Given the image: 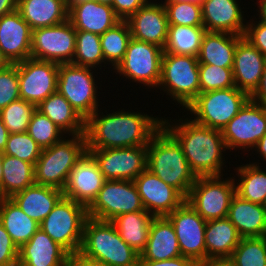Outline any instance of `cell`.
I'll return each instance as SVG.
<instances>
[{
	"mask_svg": "<svg viewBox=\"0 0 266 266\" xmlns=\"http://www.w3.org/2000/svg\"><path fill=\"white\" fill-rule=\"evenodd\" d=\"M204 26L169 25L164 52L198 57Z\"/></svg>",
	"mask_w": 266,
	"mask_h": 266,
	"instance_id": "36",
	"label": "cell"
},
{
	"mask_svg": "<svg viewBox=\"0 0 266 266\" xmlns=\"http://www.w3.org/2000/svg\"><path fill=\"white\" fill-rule=\"evenodd\" d=\"M99 3L112 5L113 0H96Z\"/></svg>",
	"mask_w": 266,
	"mask_h": 266,
	"instance_id": "62",
	"label": "cell"
},
{
	"mask_svg": "<svg viewBox=\"0 0 266 266\" xmlns=\"http://www.w3.org/2000/svg\"><path fill=\"white\" fill-rule=\"evenodd\" d=\"M163 52L164 49L155 44L131 38L126 54L115 70L132 81L157 87L161 78Z\"/></svg>",
	"mask_w": 266,
	"mask_h": 266,
	"instance_id": "14",
	"label": "cell"
},
{
	"mask_svg": "<svg viewBox=\"0 0 266 266\" xmlns=\"http://www.w3.org/2000/svg\"><path fill=\"white\" fill-rule=\"evenodd\" d=\"M126 22L132 38L155 44L164 49L169 25L166 10L162 3L147 2Z\"/></svg>",
	"mask_w": 266,
	"mask_h": 266,
	"instance_id": "21",
	"label": "cell"
},
{
	"mask_svg": "<svg viewBox=\"0 0 266 266\" xmlns=\"http://www.w3.org/2000/svg\"><path fill=\"white\" fill-rule=\"evenodd\" d=\"M229 260L236 266H266V236L241 238Z\"/></svg>",
	"mask_w": 266,
	"mask_h": 266,
	"instance_id": "40",
	"label": "cell"
},
{
	"mask_svg": "<svg viewBox=\"0 0 266 266\" xmlns=\"http://www.w3.org/2000/svg\"><path fill=\"white\" fill-rule=\"evenodd\" d=\"M255 147L257 148V152H260L259 154L266 160V134L262 136Z\"/></svg>",
	"mask_w": 266,
	"mask_h": 266,
	"instance_id": "55",
	"label": "cell"
},
{
	"mask_svg": "<svg viewBox=\"0 0 266 266\" xmlns=\"http://www.w3.org/2000/svg\"><path fill=\"white\" fill-rule=\"evenodd\" d=\"M139 266H199L192 259L179 256L174 259L152 261V260H139Z\"/></svg>",
	"mask_w": 266,
	"mask_h": 266,
	"instance_id": "50",
	"label": "cell"
},
{
	"mask_svg": "<svg viewBox=\"0 0 266 266\" xmlns=\"http://www.w3.org/2000/svg\"><path fill=\"white\" fill-rule=\"evenodd\" d=\"M37 106L23 99L11 102L0 110V116L9 134L27 132Z\"/></svg>",
	"mask_w": 266,
	"mask_h": 266,
	"instance_id": "41",
	"label": "cell"
},
{
	"mask_svg": "<svg viewBox=\"0 0 266 266\" xmlns=\"http://www.w3.org/2000/svg\"><path fill=\"white\" fill-rule=\"evenodd\" d=\"M87 219V207L63 196L39 228L71 255L80 251Z\"/></svg>",
	"mask_w": 266,
	"mask_h": 266,
	"instance_id": "6",
	"label": "cell"
},
{
	"mask_svg": "<svg viewBox=\"0 0 266 266\" xmlns=\"http://www.w3.org/2000/svg\"><path fill=\"white\" fill-rule=\"evenodd\" d=\"M62 197L63 192L60 189L34 184L10 198L24 213L40 224Z\"/></svg>",
	"mask_w": 266,
	"mask_h": 266,
	"instance_id": "29",
	"label": "cell"
},
{
	"mask_svg": "<svg viewBox=\"0 0 266 266\" xmlns=\"http://www.w3.org/2000/svg\"><path fill=\"white\" fill-rule=\"evenodd\" d=\"M87 151L85 134H75L70 140H59L42 149L34 166L35 184L62 190L70 170Z\"/></svg>",
	"mask_w": 266,
	"mask_h": 266,
	"instance_id": "5",
	"label": "cell"
},
{
	"mask_svg": "<svg viewBox=\"0 0 266 266\" xmlns=\"http://www.w3.org/2000/svg\"><path fill=\"white\" fill-rule=\"evenodd\" d=\"M265 64L266 57L242 37L237 42L232 67L235 86L251 95L260 83Z\"/></svg>",
	"mask_w": 266,
	"mask_h": 266,
	"instance_id": "22",
	"label": "cell"
},
{
	"mask_svg": "<svg viewBox=\"0 0 266 266\" xmlns=\"http://www.w3.org/2000/svg\"><path fill=\"white\" fill-rule=\"evenodd\" d=\"M100 35L89 31L76 30L75 54L72 64L89 68L104 62Z\"/></svg>",
	"mask_w": 266,
	"mask_h": 266,
	"instance_id": "39",
	"label": "cell"
},
{
	"mask_svg": "<svg viewBox=\"0 0 266 266\" xmlns=\"http://www.w3.org/2000/svg\"><path fill=\"white\" fill-rule=\"evenodd\" d=\"M200 93L235 87L232 68L199 64Z\"/></svg>",
	"mask_w": 266,
	"mask_h": 266,
	"instance_id": "45",
	"label": "cell"
},
{
	"mask_svg": "<svg viewBox=\"0 0 266 266\" xmlns=\"http://www.w3.org/2000/svg\"><path fill=\"white\" fill-rule=\"evenodd\" d=\"M241 35L206 31L198 55L199 64L232 68L237 42Z\"/></svg>",
	"mask_w": 266,
	"mask_h": 266,
	"instance_id": "31",
	"label": "cell"
},
{
	"mask_svg": "<svg viewBox=\"0 0 266 266\" xmlns=\"http://www.w3.org/2000/svg\"><path fill=\"white\" fill-rule=\"evenodd\" d=\"M32 29L16 9L0 17V49L11 64L31 58Z\"/></svg>",
	"mask_w": 266,
	"mask_h": 266,
	"instance_id": "20",
	"label": "cell"
},
{
	"mask_svg": "<svg viewBox=\"0 0 266 266\" xmlns=\"http://www.w3.org/2000/svg\"><path fill=\"white\" fill-rule=\"evenodd\" d=\"M87 151L98 163L105 180L134 181L147 168V145Z\"/></svg>",
	"mask_w": 266,
	"mask_h": 266,
	"instance_id": "15",
	"label": "cell"
},
{
	"mask_svg": "<svg viewBox=\"0 0 266 266\" xmlns=\"http://www.w3.org/2000/svg\"><path fill=\"white\" fill-rule=\"evenodd\" d=\"M237 169L240 183L235 185V194L244 200L262 205L266 197V171H262L254 163Z\"/></svg>",
	"mask_w": 266,
	"mask_h": 266,
	"instance_id": "37",
	"label": "cell"
},
{
	"mask_svg": "<svg viewBox=\"0 0 266 266\" xmlns=\"http://www.w3.org/2000/svg\"><path fill=\"white\" fill-rule=\"evenodd\" d=\"M96 110L85 121L87 149L127 148L148 145L162 120L135 112L117 111L99 118Z\"/></svg>",
	"mask_w": 266,
	"mask_h": 266,
	"instance_id": "1",
	"label": "cell"
},
{
	"mask_svg": "<svg viewBox=\"0 0 266 266\" xmlns=\"http://www.w3.org/2000/svg\"><path fill=\"white\" fill-rule=\"evenodd\" d=\"M166 217L174 227L181 255L199 266L206 265L207 221L186 200Z\"/></svg>",
	"mask_w": 266,
	"mask_h": 266,
	"instance_id": "12",
	"label": "cell"
},
{
	"mask_svg": "<svg viewBox=\"0 0 266 266\" xmlns=\"http://www.w3.org/2000/svg\"><path fill=\"white\" fill-rule=\"evenodd\" d=\"M262 206H263V207H264V209L266 210V197H265V200H264V202H263Z\"/></svg>",
	"mask_w": 266,
	"mask_h": 266,
	"instance_id": "64",
	"label": "cell"
},
{
	"mask_svg": "<svg viewBox=\"0 0 266 266\" xmlns=\"http://www.w3.org/2000/svg\"><path fill=\"white\" fill-rule=\"evenodd\" d=\"M70 254L42 229L19 248L18 266H67Z\"/></svg>",
	"mask_w": 266,
	"mask_h": 266,
	"instance_id": "23",
	"label": "cell"
},
{
	"mask_svg": "<svg viewBox=\"0 0 266 266\" xmlns=\"http://www.w3.org/2000/svg\"><path fill=\"white\" fill-rule=\"evenodd\" d=\"M105 182L99 165L89 151H86L68 174L62 189L63 196L89 207L96 199Z\"/></svg>",
	"mask_w": 266,
	"mask_h": 266,
	"instance_id": "18",
	"label": "cell"
},
{
	"mask_svg": "<svg viewBox=\"0 0 266 266\" xmlns=\"http://www.w3.org/2000/svg\"><path fill=\"white\" fill-rule=\"evenodd\" d=\"M68 20L76 30L89 31L102 35L121 20L109 4L88 0L72 6L68 11Z\"/></svg>",
	"mask_w": 266,
	"mask_h": 266,
	"instance_id": "25",
	"label": "cell"
},
{
	"mask_svg": "<svg viewBox=\"0 0 266 266\" xmlns=\"http://www.w3.org/2000/svg\"><path fill=\"white\" fill-rule=\"evenodd\" d=\"M147 2L148 0H113L111 6L113 7L116 16L121 21H126Z\"/></svg>",
	"mask_w": 266,
	"mask_h": 266,
	"instance_id": "49",
	"label": "cell"
},
{
	"mask_svg": "<svg viewBox=\"0 0 266 266\" xmlns=\"http://www.w3.org/2000/svg\"><path fill=\"white\" fill-rule=\"evenodd\" d=\"M133 182L144 209L153 217L168 216L186 200L176 188L166 184L147 168Z\"/></svg>",
	"mask_w": 266,
	"mask_h": 266,
	"instance_id": "19",
	"label": "cell"
},
{
	"mask_svg": "<svg viewBox=\"0 0 266 266\" xmlns=\"http://www.w3.org/2000/svg\"><path fill=\"white\" fill-rule=\"evenodd\" d=\"M9 136L8 129L4 125L0 116V151L3 152Z\"/></svg>",
	"mask_w": 266,
	"mask_h": 266,
	"instance_id": "54",
	"label": "cell"
},
{
	"mask_svg": "<svg viewBox=\"0 0 266 266\" xmlns=\"http://www.w3.org/2000/svg\"><path fill=\"white\" fill-rule=\"evenodd\" d=\"M250 99L257 103H266V64L256 90L250 95Z\"/></svg>",
	"mask_w": 266,
	"mask_h": 266,
	"instance_id": "52",
	"label": "cell"
},
{
	"mask_svg": "<svg viewBox=\"0 0 266 266\" xmlns=\"http://www.w3.org/2000/svg\"><path fill=\"white\" fill-rule=\"evenodd\" d=\"M79 252L107 266H139L140 254L123 241L111 221L88 217Z\"/></svg>",
	"mask_w": 266,
	"mask_h": 266,
	"instance_id": "4",
	"label": "cell"
},
{
	"mask_svg": "<svg viewBox=\"0 0 266 266\" xmlns=\"http://www.w3.org/2000/svg\"><path fill=\"white\" fill-rule=\"evenodd\" d=\"M166 121L162 119V126L181 145L194 174L197 177L221 176L222 151L223 148L226 149L222 132L197 124L193 119L174 125V127Z\"/></svg>",
	"mask_w": 266,
	"mask_h": 266,
	"instance_id": "2",
	"label": "cell"
},
{
	"mask_svg": "<svg viewBox=\"0 0 266 266\" xmlns=\"http://www.w3.org/2000/svg\"><path fill=\"white\" fill-rule=\"evenodd\" d=\"M249 99L235 86L200 93L186 108L196 115L197 124L222 131Z\"/></svg>",
	"mask_w": 266,
	"mask_h": 266,
	"instance_id": "7",
	"label": "cell"
},
{
	"mask_svg": "<svg viewBox=\"0 0 266 266\" xmlns=\"http://www.w3.org/2000/svg\"><path fill=\"white\" fill-rule=\"evenodd\" d=\"M63 131L47 116L36 109L28 125L27 133L36 141L41 149L49 148L61 140Z\"/></svg>",
	"mask_w": 266,
	"mask_h": 266,
	"instance_id": "42",
	"label": "cell"
},
{
	"mask_svg": "<svg viewBox=\"0 0 266 266\" xmlns=\"http://www.w3.org/2000/svg\"><path fill=\"white\" fill-rule=\"evenodd\" d=\"M235 180L221 181L220 176H198L186 201L205 221L225 218L235 195Z\"/></svg>",
	"mask_w": 266,
	"mask_h": 266,
	"instance_id": "9",
	"label": "cell"
},
{
	"mask_svg": "<svg viewBox=\"0 0 266 266\" xmlns=\"http://www.w3.org/2000/svg\"><path fill=\"white\" fill-rule=\"evenodd\" d=\"M204 0H165V2H191V3H198L201 5V3Z\"/></svg>",
	"mask_w": 266,
	"mask_h": 266,
	"instance_id": "61",
	"label": "cell"
},
{
	"mask_svg": "<svg viewBox=\"0 0 266 266\" xmlns=\"http://www.w3.org/2000/svg\"><path fill=\"white\" fill-rule=\"evenodd\" d=\"M76 29L69 20L32 30L31 58L57 64L72 63Z\"/></svg>",
	"mask_w": 266,
	"mask_h": 266,
	"instance_id": "13",
	"label": "cell"
},
{
	"mask_svg": "<svg viewBox=\"0 0 266 266\" xmlns=\"http://www.w3.org/2000/svg\"><path fill=\"white\" fill-rule=\"evenodd\" d=\"M201 11L206 31L244 35L246 25L236 0H204Z\"/></svg>",
	"mask_w": 266,
	"mask_h": 266,
	"instance_id": "24",
	"label": "cell"
},
{
	"mask_svg": "<svg viewBox=\"0 0 266 266\" xmlns=\"http://www.w3.org/2000/svg\"><path fill=\"white\" fill-rule=\"evenodd\" d=\"M204 238L207 264L210 261L229 259L242 237L225 217L207 221Z\"/></svg>",
	"mask_w": 266,
	"mask_h": 266,
	"instance_id": "28",
	"label": "cell"
},
{
	"mask_svg": "<svg viewBox=\"0 0 266 266\" xmlns=\"http://www.w3.org/2000/svg\"><path fill=\"white\" fill-rule=\"evenodd\" d=\"M37 110L47 116L64 133L85 134V120L58 91L42 101L37 106Z\"/></svg>",
	"mask_w": 266,
	"mask_h": 266,
	"instance_id": "32",
	"label": "cell"
},
{
	"mask_svg": "<svg viewBox=\"0 0 266 266\" xmlns=\"http://www.w3.org/2000/svg\"><path fill=\"white\" fill-rule=\"evenodd\" d=\"M161 85L186 108L200 94L198 57L163 52Z\"/></svg>",
	"mask_w": 266,
	"mask_h": 266,
	"instance_id": "8",
	"label": "cell"
},
{
	"mask_svg": "<svg viewBox=\"0 0 266 266\" xmlns=\"http://www.w3.org/2000/svg\"><path fill=\"white\" fill-rule=\"evenodd\" d=\"M42 152L41 147L27 133L9 134L6 146L2 152L8 156H14L26 162L32 163L34 166Z\"/></svg>",
	"mask_w": 266,
	"mask_h": 266,
	"instance_id": "43",
	"label": "cell"
},
{
	"mask_svg": "<svg viewBox=\"0 0 266 266\" xmlns=\"http://www.w3.org/2000/svg\"><path fill=\"white\" fill-rule=\"evenodd\" d=\"M259 3L261 21L266 23V0H260Z\"/></svg>",
	"mask_w": 266,
	"mask_h": 266,
	"instance_id": "57",
	"label": "cell"
},
{
	"mask_svg": "<svg viewBox=\"0 0 266 266\" xmlns=\"http://www.w3.org/2000/svg\"><path fill=\"white\" fill-rule=\"evenodd\" d=\"M11 63L8 61V59L3 55L1 49H0V70H3L7 68Z\"/></svg>",
	"mask_w": 266,
	"mask_h": 266,
	"instance_id": "58",
	"label": "cell"
},
{
	"mask_svg": "<svg viewBox=\"0 0 266 266\" xmlns=\"http://www.w3.org/2000/svg\"><path fill=\"white\" fill-rule=\"evenodd\" d=\"M153 215L146 210L117 215L111 222L123 241L139 254L145 249Z\"/></svg>",
	"mask_w": 266,
	"mask_h": 266,
	"instance_id": "34",
	"label": "cell"
},
{
	"mask_svg": "<svg viewBox=\"0 0 266 266\" xmlns=\"http://www.w3.org/2000/svg\"><path fill=\"white\" fill-rule=\"evenodd\" d=\"M85 1H88V0H64L66 6H67V8H68V10H69L72 6H74V5L78 4V3H81V2H85Z\"/></svg>",
	"mask_w": 266,
	"mask_h": 266,
	"instance_id": "60",
	"label": "cell"
},
{
	"mask_svg": "<svg viewBox=\"0 0 266 266\" xmlns=\"http://www.w3.org/2000/svg\"><path fill=\"white\" fill-rule=\"evenodd\" d=\"M168 25L204 26L201 5L191 2H164Z\"/></svg>",
	"mask_w": 266,
	"mask_h": 266,
	"instance_id": "44",
	"label": "cell"
},
{
	"mask_svg": "<svg viewBox=\"0 0 266 266\" xmlns=\"http://www.w3.org/2000/svg\"><path fill=\"white\" fill-rule=\"evenodd\" d=\"M181 256L178 239L171 221L166 217H153L150 234L139 260L161 261Z\"/></svg>",
	"mask_w": 266,
	"mask_h": 266,
	"instance_id": "26",
	"label": "cell"
},
{
	"mask_svg": "<svg viewBox=\"0 0 266 266\" xmlns=\"http://www.w3.org/2000/svg\"><path fill=\"white\" fill-rule=\"evenodd\" d=\"M16 65L20 99L38 106L57 91L59 64L29 58Z\"/></svg>",
	"mask_w": 266,
	"mask_h": 266,
	"instance_id": "16",
	"label": "cell"
},
{
	"mask_svg": "<svg viewBox=\"0 0 266 266\" xmlns=\"http://www.w3.org/2000/svg\"><path fill=\"white\" fill-rule=\"evenodd\" d=\"M227 218L242 238L266 236V210L261 204L244 200L235 194Z\"/></svg>",
	"mask_w": 266,
	"mask_h": 266,
	"instance_id": "27",
	"label": "cell"
},
{
	"mask_svg": "<svg viewBox=\"0 0 266 266\" xmlns=\"http://www.w3.org/2000/svg\"><path fill=\"white\" fill-rule=\"evenodd\" d=\"M221 132L226 149L255 147L266 134V114L261 104L249 99Z\"/></svg>",
	"mask_w": 266,
	"mask_h": 266,
	"instance_id": "17",
	"label": "cell"
},
{
	"mask_svg": "<svg viewBox=\"0 0 266 266\" xmlns=\"http://www.w3.org/2000/svg\"><path fill=\"white\" fill-rule=\"evenodd\" d=\"M19 248L0 223V266H18Z\"/></svg>",
	"mask_w": 266,
	"mask_h": 266,
	"instance_id": "47",
	"label": "cell"
},
{
	"mask_svg": "<svg viewBox=\"0 0 266 266\" xmlns=\"http://www.w3.org/2000/svg\"><path fill=\"white\" fill-rule=\"evenodd\" d=\"M259 104H261V106H262V108H263V110H264V112L266 114V103H259Z\"/></svg>",
	"mask_w": 266,
	"mask_h": 266,
	"instance_id": "63",
	"label": "cell"
},
{
	"mask_svg": "<svg viewBox=\"0 0 266 266\" xmlns=\"http://www.w3.org/2000/svg\"><path fill=\"white\" fill-rule=\"evenodd\" d=\"M254 26V27H253ZM253 46H255L266 57V23L259 21L254 25L250 23L246 25L243 35Z\"/></svg>",
	"mask_w": 266,
	"mask_h": 266,
	"instance_id": "48",
	"label": "cell"
},
{
	"mask_svg": "<svg viewBox=\"0 0 266 266\" xmlns=\"http://www.w3.org/2000/svg\"><path fill=\"white\" fill-rule=\"evenodd\" d=\"M17 10L32 30L67 21L69 11L64 0H18Z\"/></svg>",
	"mask_w": 266,
	"mask_h": 266,
	"instance_id": "30",
	"label": "cell"
},
{
	"mask_svg": "<svg viewBox=\"0 0 266 266\" xmlns=\"http://www.w3.org/2000/svg\"><path fill=\"white\" fill-rule=\"evenodd\" d=\"M91 68L72 63L59 64L57 91L86 121L96 110V84Z\"/></svg>",
	"mask_w": 266,
	"mask_h": 266,
	"instance_id": "10",
	"label": "cell"
},
{
	"mask_svg": "<svg viewBox=\"0 0 266 266\" xmlns=\"http://www.w3.org/2000/svg\"><path fill=\"white\" fill-rule=\"evenodd\" d=\"M0 223L18 248L39 229V223L24 213L11 198H0Z\"/></svg>",
	"mask_w": 266,
	"mask_h": 266,
	"instance_id": "33",
	"label": "cell"
},
{
	"mask_svg": "<svg viewBox=\"0 0 266 266\" xmlns=\"http://www.w3.org/2000/svg\"><path fill=\"white\" fill-rule=\"evenodd\" d=\"M131 38L130 29L126 21H120L113 28L100 35L104 59L111 62L114 69L123 60Z\"/></svg>",
	"mask_w": 266,
	"mask_h": 266,
	"instance_id": "38",
	"label": "cell"
},
{
	"mask_svg": "<svg viewBox=\"0 0 266 266\" xmlns=\"http://www.w3.org/2000/svg\"><path fill=\"white\" fill-rule=\"evenodd\" d=\"M2 198L35 184L34 165L14 156L3 154Z\"/></svg>",
	"mask_w": 266,
	"mask_h": 266,
	"instance_id": "35",
	"label": "cell"
},
{
	"mask_svg": "<svg viewBox=\"0 0 266 266\" xmlns=\"http://www.w3.org/2000/svg\"><path fill=\"white\" fill-rule=\"evenodd\" d=\"M204 266H236L229 259L210 261Z\"/></svg>",
	"mask_w": 266,
	"mask_h": 266,
	"instance_id": "56",
	"label": "cell"
},
{
	"mask_svg": "<svg viewBox=\"0 0 266 266\" xmlns=\"http://www.w3.org/2000/svg\"><path fill=\"white\" fill-rule=\"evenodd\" d=\"M19 99L18 67L11 64L0 70V110Z\"/></svg>",
	"mask_w": 266,
	"mask_h": 266,
	"instance_id": "46",
	"label": "cell"
},
{
	"mask_svg": "<svg viewBox=\"0 0 266 266\" xmlns=\"http://www.w3.org/2000/svg\"><path fill=\"white\" fill-rule=\"evenodd\" d=\"M88 217L111 221L117 215L145 210L131 180H105L96 199L87 208Z\"/></svg>",
	"mask_w": 266,
	"mask_h": 266,
	"instance_id": "11",
	"label": "cell"
},
{
	"mask_svg": "<svg viewBox=\"0 0 266 266\" xmlns=\"http://www.w3.org/2000/svg\"><path fill=\"white\" fill-rule=\"evenodd\" d=\"M3 153L0 151V198H2V177H3V172H2V168H3Z\"/></svg>",
	"mask_w": 266,
	"mask_h": 266,
	"instance_id": "59",
	"label": "cell"
},
{
	"mask_svg": "<svg viewBox=\"0 0 266 266\" xmlns=\"http://www.w3.org/2000/svg\"><path fill=\"white\" fill-rule=\"evenodd\" d=\"M18 0H0V17L17 9Z\"/></svg>",
	"mask_w": 266,
	"mask_h": 266,
	"instance_id": "53",
	"label": "cell"
},
{
	"mask_svg": "<svg viewBox=\"0 0 266 266\" xmlns=\"http://www.w3.org/2000/svg\"><path fill=\"white\" fill-rule=\"evenodd\" d=\"M67 266H107L105 263L88 258L79 251L71 254L67 261Z\"/></svg>",
	"mask_w": 266,
	"mask_h": 266,
	"instance_id": "51",
	"label": "cell"
},
{
	"mask_svg": "<svg viewBox=\"0 0 266 266\" xmlns=\"http://www.w3.org/2000/svg\"><path fill=\"white\" fill-rule=\"evenodd\" d=\"M147 169L185 198L197 176L190 169L181 145L162 126L147 145Z\"/></svg>",
	"mask_w": 266,
	"mask_h": 266,
	"instance_id": "3",
	"label": "cell"
}]
</instances>
